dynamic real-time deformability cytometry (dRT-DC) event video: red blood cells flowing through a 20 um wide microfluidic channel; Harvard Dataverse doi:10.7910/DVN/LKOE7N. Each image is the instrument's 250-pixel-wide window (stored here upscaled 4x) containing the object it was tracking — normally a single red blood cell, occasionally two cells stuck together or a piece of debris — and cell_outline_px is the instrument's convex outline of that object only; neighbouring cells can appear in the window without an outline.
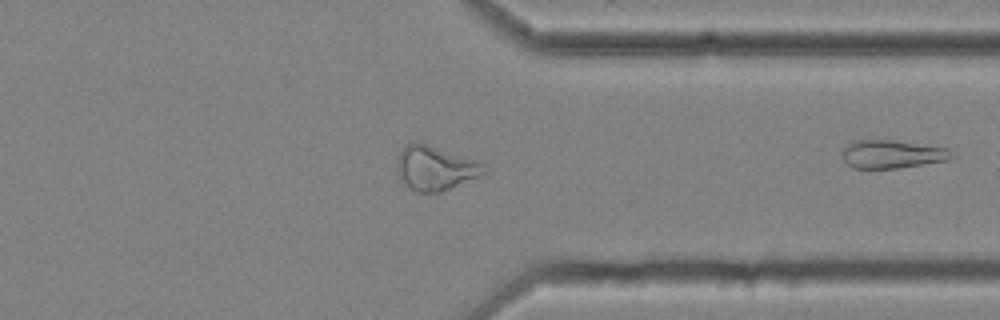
{"species": "common noctule bat (a hibernating species)", "species_latin": "Nyctalus noctula", "temperature_condition": "cold", "stored_images_in_passage": 45, "segment_of_instrument_passage": [2, 2], "camera_frame_rate_fps": 3000, "um_per_image_px": 0.085, "animal": {"sex": "female", "body_mass_g": 25.1}, "frame": {"image": 1, "passage_image": 45, "time_ms": 14.667, "image_size_px": [1000, 320], "cell_outline_px": [[956, 156], [952, 160], [896, 168], [852, 168], [840, 156], [840, 152], [848, 144], [856, 140], [892, 140], [948, 148]], "centroid_in_image_um": [75.85, 13.11], "position_along_channel_um": 335.6, "area_um2": 18.15}}